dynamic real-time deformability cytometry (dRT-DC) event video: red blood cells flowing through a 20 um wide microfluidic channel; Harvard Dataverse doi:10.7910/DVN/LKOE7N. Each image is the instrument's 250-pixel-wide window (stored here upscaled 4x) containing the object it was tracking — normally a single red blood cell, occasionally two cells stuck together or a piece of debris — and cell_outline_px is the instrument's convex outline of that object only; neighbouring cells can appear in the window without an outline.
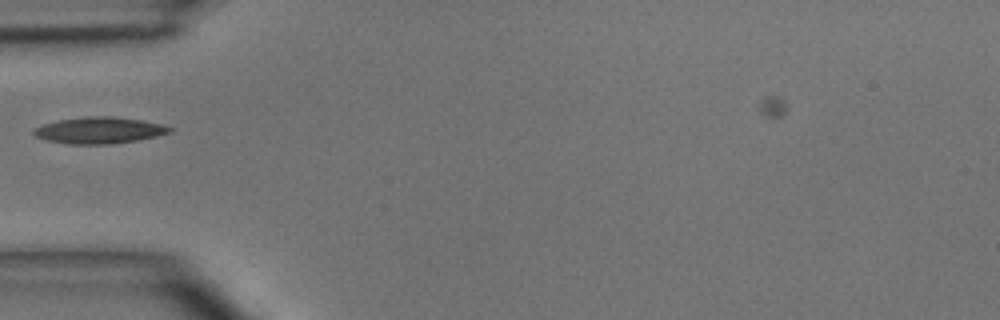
{"species": "common noctule bat (a hibernating species)", "species_latin": "Nyctalus noctula", "temperature_condition": "room temperature", "stored_images_in_passage": 6, "camera_frame_rate_fps": 3000, "um_per_image_px": 0.085, "animal": {"sex": "male", "body_mass_g": 15.6}, "frame": {"image": 1, "passage_image": 5, "time_ms": 4.667, "image_size_px": [1000, 320], "cell_outline_px": [[172, 132], [156, 136], [136, 140], [112, 144], [68, 144], [48, 140], [36, 136], [32, 132], [36, 128], [44, 124], [60, 120], [88, 116], [112, 116], [140, 120], [164, 124], [172, 128]], "centroid_in_image_um": [8.48, 11.08], "position_along_channel_um": 76.5, "area_um2": 20.75}}
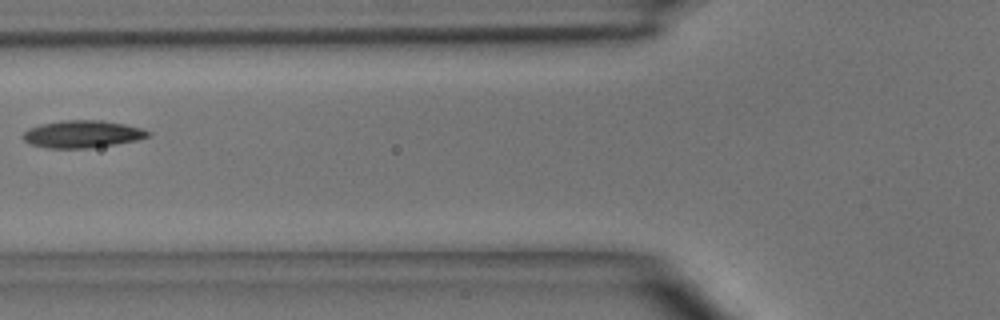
{"frame": {"image": 2, "passage_image": 6, "time_ms": 5.667, "image_size_px": [1000, 320], "cell_outline_px": [[152, 136], [136, 140], [92, 148], [48, 148], [28, 144], [24, 140], [24, 132], [28, 128], [40, 124], [64, 120], [100, 120], [124, 124], [140, 128], [152, 132]], "centroid_in_image_um": [7.0, 11.4], "position_along_channel_um": 118.8, "area_um2": 19.94}}